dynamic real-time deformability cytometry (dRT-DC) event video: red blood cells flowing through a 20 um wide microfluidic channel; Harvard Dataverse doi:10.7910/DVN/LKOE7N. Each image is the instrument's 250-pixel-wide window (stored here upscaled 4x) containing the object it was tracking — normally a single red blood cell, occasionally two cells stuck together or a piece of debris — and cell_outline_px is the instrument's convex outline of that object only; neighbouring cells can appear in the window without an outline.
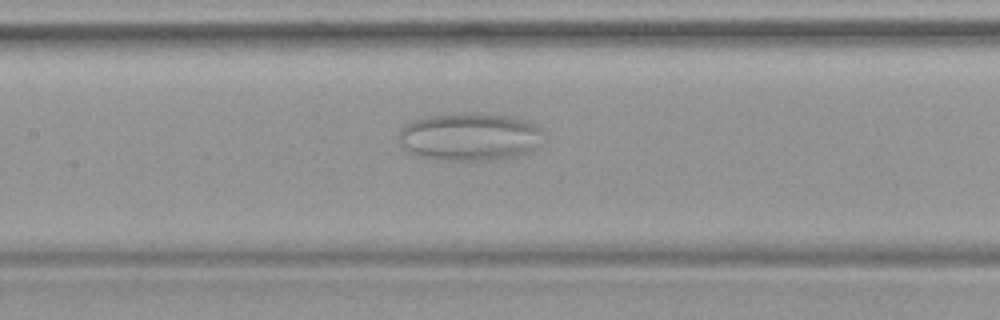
{"species": "common noctule bat (a hibernating species)", "species_latin": "Nyctalus noctula", "temperature_condition": "warm", "stored_images_in_passage": 43, "camera_frame_rate_fps": 3000, "um_per_image_px": 0.085, "animal": {"sex": "female", "body_mass_g": 19.9}, "frame": {"image": 1, "passage_image": 17, "time_ms": 5.333, "image_size_px": [1000, 320], "cell_outline_px": [[544, 132], [532, 148], [524, 152], [512, 156], [480, 160], [448, 160], [416, 156], [400, 140], [400, 128], [416, 120], [428, 116], [476, 112], [508, 116], [528, 120], [536, 124]], "centroid_in_image_um": [39.93, 11.59], "position_along_channel_um": 167.5, "area_um2": 39.36}}
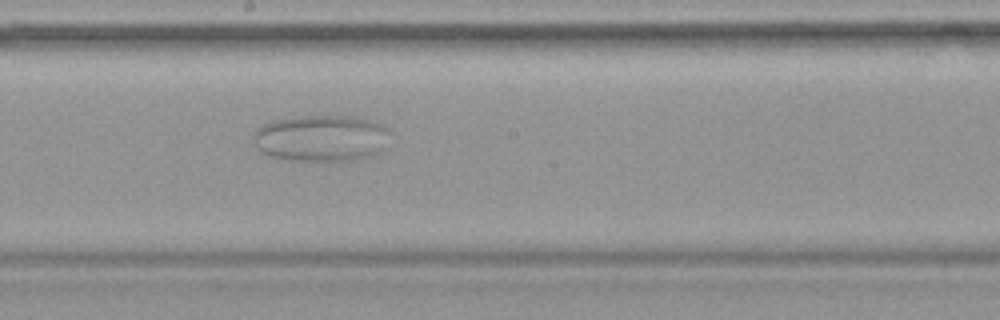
{"frame": {"image": 2, "passage_image": 21, "time_ms": 6.667, "image_size_px": [1000, 320], "cell_outline_px": [[388, 132], [380, 152], [368, 156], [352, 160], [300, 160], [272, 156], [260, 152], [252, 136], [256, 128], [272, 120], [300, 116], [352, 116], [372, 120], [384, 124], [388, 128]], "centroid_in_image_um": [27.28, 11.72], "position_along_channel_um": 220.9, "area_um2": 36.7}}
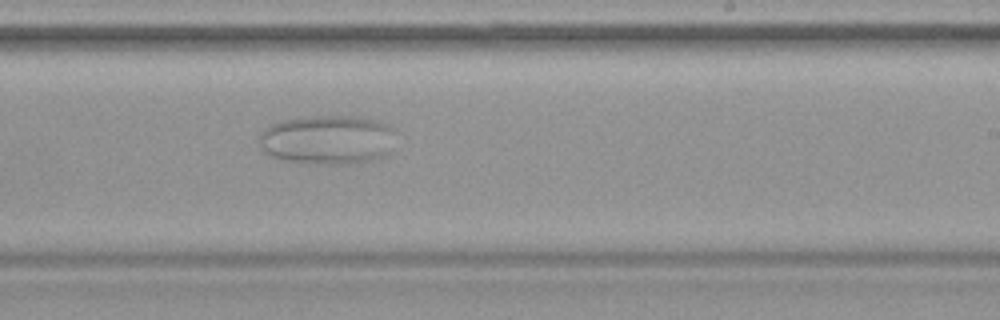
{"frame": {"image": 3, "passage_image": 24, "time_ms": 7.667, "image_size_px": [1000, 320], "cell_outline_px": [[396, 128], [388, 156], [380, 160], [348, 164], [304, 164], [280, 160], [264, 152], [260, 148], [260, 132], [264, 128], [280, 120], [308, 116], [360, 116], [380, 120]], "centroid_in_image_um": [27.88, 11.89], "position_along_channel_um": 261.1, "area_um2": 40.46}}